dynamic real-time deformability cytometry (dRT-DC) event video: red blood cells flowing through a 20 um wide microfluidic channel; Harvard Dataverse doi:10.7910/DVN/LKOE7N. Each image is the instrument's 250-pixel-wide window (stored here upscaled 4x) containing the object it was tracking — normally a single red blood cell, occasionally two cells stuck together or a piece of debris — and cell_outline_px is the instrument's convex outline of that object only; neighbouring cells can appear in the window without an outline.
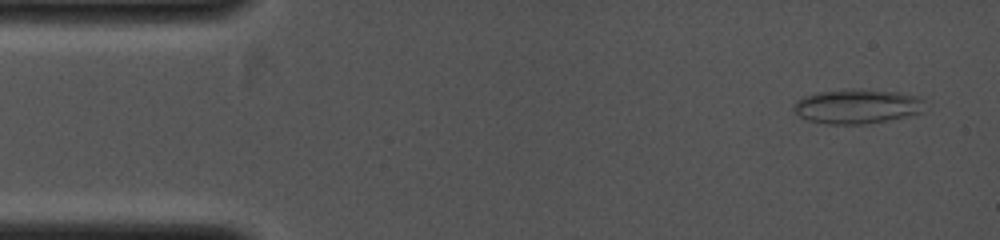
{"species": "common noctule bat (a hibernating species)", "species_latin": "Nyctalus noctula", "temperature_condition": "cold", "stored_images_in_passage": 4, "camera_frame_rate_fps": 4000, "um_per_image_px": 0.085, "animal": {"sex": "female", "body_mass_g": 19.0, "forearm_length_mm": 53.3}, "frame": {"image": 1, "passage_image": 1, "time_ms": 0.0, "image_size_px": [1000, 240], "cell_outline_px": [[924, 100], [920, 112], [908, 116], [864, 124], [828, 124], [808, 120], [800, 116], [792, 108], [796, 100], [804, 96], [816, 92], [900, 92], [920, 96]], "centroid_in_image_um": [72.83, 9.08], "position_along_channel_um": 12.2, "area_um2": 25.2}}